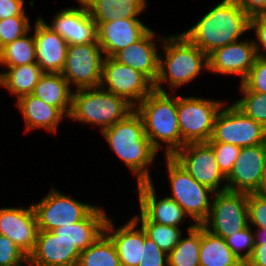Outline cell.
<instances>
[{"mask_svg": "<svg viewBox=\"0 0 266 266\" xmlns=\"http://www.w3.org/2000/svg\"><path fill=\"white\" fill-rule=\"evenodd\" d=\"M242 83L253 92L266 94V58L257 56Z\"/></svg>", "mask_w": 266, "mask_h": 266, "instance_id": "obj_38", "label": "cell"}, {"mask_svg": "<svg viewBox=\"0 0 266 266\" xmlns=\"http://www.w3.org/2000/svg\"><path fill=\"white\" fill-rule=\"evenodd\" d=\"M255 193L266 199V163L262 173V178L259 187Z\"/></svg>", "mask_w": 266, "mask_h": 266, "instance_id": "obj_46", "label": "cell"}, {"mask_svg": "<svg viewBox=\"0 0 266 266\" xmlns=\"http://www.w3.org/2000/svg\"><path fill=\"white\" fill-rule=\"evenodd\" d=\"M30 27L27 16H14L0 20V49L29 34Z\"/></svg>", "mask_w": 266, "mask_h": 266, "instance_id": "obj_35", "label": "cell"}, {"mask_svg": "<svg viewBox=\"0 0 266 266\" xmlns=\"http://www.w3.org/2000/svg\"><path fill=\"white\" fill-rule=\"evenodd\" d=\"M27 257L13 241L0 234V266H15Z\"/></svg>", "mask_w": 266, "mask_h": 266, "instance_id": "obj_40", "label": "cell"}, {"mask_svg": "<svg viewBox=\"0 0 266 266\" xmlns=\"http://www.w3.org/2000/svg\"><path fill=\"white\" fill-rule=\"evenodd\" d=\"M200 266H245L228 247L223 237L201 225Z\"/></svg>", "mask_w": 266, "mask_h": 266, "instance_id": "obj_28", "label": "cell"}, {"mask_svg": "<svg viewBox=\"0 0 266 266\" xmlns=\"http://www.w3.org/2000/svg\"><path fill=\"white\" fill-rule=\"evenodd\" d=\"M149 28L139 19H117L102 23L98 27V43L106 57L138 41Z\"/></svg>", "mask_w": 266, "mask_h": 266, "instance_id": "obj_20", "label": "cell"}, {"mask_svg": "<svg viewBox=\"0 0 266 266\" xmlns=\"http://www.w3.org/2000/svg\"><path fill=\"white\" fill-rule=\"evenodd\" d=\"M36 63V44L34 36L27 34L0 49V65L17 67Z\"/></svg>", "mask_w": 266, "mask_h": 266, "instance_id": "obj_32", "label": "cell"}, {"mask_svg": "<svg viewBox=\"0 0 266 266\" xmlns=\"http://www.w3.org/2000/svg\"><path fill=\"white\" fill-rule=\"evenodd\" d=\"M81 251L53 231H39L33 252L28 256L34 266H77Z\"/></svg>", "mask_w": 266, "mask_h": 266, "instance_id": "obj_18", "label": "cell"}, {"mask_svg": "<svg viewBox=\"0 0 266 266\" xmlns=\"http://www.w3.org/2000/svg\"><path fill=\"white\" fill-rule=\"evenodd\" d=\"M249 222L258 229H266V199L256 193H248Z\"/></svg>", "mask_w": 266, "mask_h": 266, "instance_id": "obj_39", "label": "cell"}, {"mask_svg": "<svg viewBox=\"0 0 266 266\" xmlns=\"http://www.w3.org/2000/svg\"><path fill=\"white\" fill-rule=\"evenodd\" d=\"M140 211L154 223L178 227L187 214L168 196L157 200L152 182L138 183Z\"/></svg>", "mask_w": 266, "mask_h": 266, "instance_id": "obj_22", "label": "cell"}, {"mask_svg": "<svg viewBox=\"0 0 266 266\" xmlns=\"http://www.w3.org/2000/svg\"><path fill=\"white\" fill-rule=\"evenodd\" d=\"M161 39L165 58L159 55L154 90L165 92L161 87L164 82H168L170 89L178 88L197 77L202 69L208 70V56L193 45L183 33Z\"/></svg>", "mask_w": 266, "mask_h": 266, "instance_id": "obj_4", "label": "cell"}, {"mask_svg": "<svg viewBox=\"0 0 266 266\" xmlns=\"http://www.w3.org/2000/svg\"><path fill=\"white\" fill-rule=\"evenodd\" d=\"M208 142L230 143L240 148L255 146L266 143V128L232 103L217 113Z\"/></svg>", "mask_w": 266, "mask_h": 266, "instance_id": "obj_9", "label": "cell"}, {"mask_svg": "<svg viewBox=\"0 0 266 266\" xmlns=\"http://www.w3.org/2000/svg\"><path fill=\"white\" fill-rule=\"evenodd\" d=\"M77 266H121L116 247L104 233L86 250L81 251Z\"/></svg>", "mask_w": 266, "mask_h": 266, "instance_id": "obj_31", "label": "cell"}, {"mask_svg": "<svg viewBox=\"0 0 266 266\" xmlns=\"http://www.w3.org/2000/svg\"><path fill=\"white\" fill-rule=\"evenodd\" d=\"M98 42L68 45L62 76L75 89L99 87L104 57Z\"/></svg>", "mask_w": 266, "mask_h": 266, "instance_id": "obj_10", "label": "cell"}, {"mask_svg": "<svg viewBox=\"0 0 266 266\" xmlns=\"http://www.w3.org/2000/svg\"><path fill=\"white\" fill-rule=\"evenodd\" d=\"M133 218L136 222H141V227L147 237L152 239L167 254L178 245L182 237V232L178 227L151 222L141 211L140 215H136Z\"/></svg>", "mask_w": 266, "mask_h": 266, "instance_id": "obj_33", "label": "cell"}, {"mask_svg": "<svg viewBox=\"0 0 266 266\" xmlns=\"http://www.w3.org/2000/svg\"><path fill=\"white\" fill-rule=\"evenodd\" d=\"M34 39L37 65L44 73H61L66 60L67 42L41 17L36 20Z\"/></svg>", "mask_w": 266, "mask_h": 266, "instance_id": "obj_19", "label": "cell"}, {"mask_svg": "<svg viewBox=\"0 0 266 266\" xmlns=\"http://www.w3.org/2000/svg\"><path fill=\"white\" fill-rule=\"evenodd\" d=\"M265 163L266 143L241 148L230 174L226 177L227 190L255 193L259 187Z\"/></svg>", "mask_w": 266, "mask_h": 266, "instance_id": "obj_14", "label": "cell"}, {"mask_svg": "<svg viewBox=\"0 0 266 266\" xmlns=\"http://www.w3.org/2000/svg\"><path fill=\"white\" fill-rule=\"evenodd\" d=\"M225 240L228 247L240 261L245 263L251 257L255 245V238L253 231L250 229V224L243 230L227 237ZM243 249H247V251L242 254Z\"/></svg>", "mask_w": 266, "mask_h": 266, "instance_id": "obj_36", "label": "cell"}, {"mask_svg": "<svg viewBox=\"0 0 266 266\" xmlns=\"http://www.w3.org/2000/svg\"><path fill=\"white\" fill-rule=\"evenodd\" d=\"M22 263H26V264H28L27 266H34V265L31 263L29 257H27L23 262H21V263L15 265V266H22Z\"/></svg>", "mask_w": 266, "mask_h": 266, "instance_id": "obj_48", "label": "cell"}, {"mask_svg": "<svg viewBox=\"0 0 266 266\" xmlns=\"http://www.w3.org/2000/svg\"><path fill=\"white\" fill-rule=\"evenodd\" d=\"M92 19L99 27L102 23L125 19H139L137 16L146 8V0H83Z\"/></svg>", "mask_w": 266, "mask_h": 266, "instance_id": "obj_27", "label": "cell"}, {"mask_svg": "<svg viewBox=\"0 0 266 266\" xmlns=\"http://www.w3.org/2000/svg\"><path fill=\"white\" fill-rule=\"evenodd\" d=\"M258 230L257 233H254L255 245H266V229Z\"/></svg>", "mask_w": 266, "mask_h": 266, "instance_id": "obj_47", "label": "cell"}, {"mask_svg": "<svg viewBox=\"0 0 266 266\" xmlns=\"http://www.w3.org/2000/svg\"><path fill=\"white\" fill-rule=\"evenodd\" d=\"M188 234L168 254V266H200L201 225H190Z\"/></svg>", "mask_w": 266, "mask_h": 266, "instance_id": "obj_30", "label": "cell"}, {"mask_svg": "<svg viewBox=\"0 0 266 266\" xmlns=\"http://www.w3.org/2000/svg\"><path fill=\"white\" fill-rule=\"evenodd\" d=\"M223 104L213 99L178 96L177 117L182 147L188 143H206L210 140L216 115Z\"/></svg>", "mask_w": 266, "mask_h": 266, "instance_id": "obj_6", "label": "cell"}, {"mask_svg": "<svg viewBox=\"0 0 266 266\" xmlns=\"http://www.w3.org/2000/svg\"><path fill=\"white\" fill-rule=\"evenodd\" d=\"M168 266V254L162 251L158 245L145 233L144 250L142 260L138 266Z\"/></svg>", "mask_w": 266, "mask_h": 266, "instance_id": "obj_41", "label": "cell"}, {"mask_svg": "<svg viewBox=\"0 0 266 266\" xmlns=\"http://www.w3.org/2000/svg\"><path fill=\"white\" fill-rule=\"evenodd\" d=\"M257 57L254 41L234 42L215 49L208 55V70L219 74L247 77Z\"/></svg>", "mask_w": 266, "mask_h": 266, "instance_id": "obj_17", "label": "cell"}, {"mask_svg": "<svg viewBox=\"0 0 266 266\" xmlns=\"http://www.w3.org/2000/svg\"><path fill=\"white\" fill-rule=\"evenodd\" d=\"M17 105L20 109L26 125V130L43 128L55 132L60 121L65 115L52 105L46 104L40 98L32 94L22 96L17 99Z\"/></svg>", "mask_w": 266, "mask_h": 266, "instance_id": "obj_25", "label": "cell"}, {"mask_svg": "<svg viewBox=\"0 0 266 266\" xmlns=\"http://www.w3.org/2000/svg\"><path fill=\"white\" fill-rule=\"evenodd\" d=\"M38 232L37 219L32 206L0 209V234L13 241L27 256L34 250Z\"/></svg>", "mask_w": 266, "mask_h": 266, "instance_id": "obj_16", "label": "cell"}, {"mask_svg": "<svg viewBox=\"0 0 266 266\" xmlns=\"http://www.w3.org/2000/svg\"><path fill=\"white\" fill-rule=\"evenodd\" d=\"M250 30V16L236 0H223L183 35L207 56Z\"/></svg>", "mask_w": 266, "mask_h": 266, "instance_id": "obj_1", "label": "cell"}, {"mask_svg": "<svg viewBox=\"0 0 266 266\" xmlns=\"http://www.w3.org/2000/svg\"><path fill=\"white\" fill-rule=\"evenodd\" d=\"M213 198L208 218L201 224L206 230L226 239L249 225L248 193L226 190Z\"/></svg>", "mask_w": 266, "mask_h": 266, "instance_id": "obj_8", "label": "cell"}, {"mask_svg": "<svg viewBox=\"0 0 266 266\" xmlns=\"http://www.w3.org/2000/svg\"><path fill=\"white\" fill-rule=\"evenodd\" d=\"M241 8L250 16L266 14V0H236Z\"/></svg>", "mask_w": 266, "mask_h": 266, "instance_id": "obj_44", "label": "cell"}, {"mask_svg": "<svg viewBox=\"0 0 266 266\" xmlns=\"http://www.w3.org/2000/svg\"><path fill=\"white\" fill-rule=\"evenodd\" d=\"M178 96L153 90L136 108L144 123L145 134L159 151L160 141L166 143V156H173L182 148V137L177 117Z\"/></svg>", "mask_w": 266, "mask_h": 266, "instance_id": "obj_3", "label": "cell"}, {"mask_svg": "<svg viewBox=\"0 0 266 266\" xmlns=\"http://www.w3.org/2000/svg\"><path fill=\"white\" fill-rule=\"evenodd\" d=\"M245 266H266V245H254L251 257Z\"/></svg>", "mask_w": 266, "mask_h": 266, "instance_id": "obj_45", "label": "cell"}, {"mask_svg": "<svg viewBox=\"0 0 266 266\" xmlns=\"http://www.w3.org/2000/svg\"><path fill=\"white\" fill-rule=\"evenodd\" d=\"M252 29L255 30L257 36V41L255 42L254 40L257 56L266 58V14L250 17V30ZM261 45L264 48L265 53L261 52Z\"/></svg>", "mask_w": 266, "mask_h": 266, "instance_id": "obj_42", "label": "cell"}, {"mask_svg": "<svg viewBox=\"0 0 266 266\" xmlns=\"http://www.w3.org/2000/svg\"><path fill=\"white\" fill-rule=\"evenodd\" d=\"M213 150L220 171L227 177L232 168L235 160L240 154L241 148L230 143L222 142H206Z\"/></svg>", "mask_w": 266, "mask_h": 266, "instance_id": "obj_37", "label": "cell"}, {"mask_svg": "<svg viewBox=\"0 0 266 266\" xmlns=\"http://www.w3.org/2000/svg\"><path fill=\"white\" fill-rule=\"evenodd\" d=\"M138 222L131 218L124 226L114 229L111 219L107 218L104 233L114 243L121 266H138L144 250L145 231L136 229Z\"/></svg>", "mask_w": 266, "mask_h": 266, "instance_id": "obj_21", "label": "cell"}, {"mask_svg": "<svg viewBox=\"0 0 266 266\" xmlns=\"http://www.w3.org/2000/svg\"><path fill=\"white\" fill-rule=\"evenodd\" d=\"M23 0H0V20L14 16H27Z\"/></svg>", "mask_w": 266, "mask_h": 266, "instance_id": "obj_43", "label": "cell"}, {"mask_svg": "<svg viewBox=\"0 0 266 266\" xmlns=\"http://www.w3.org/2000/svg\"><path fill=\"white\" fill-rule=\"evenodd\" d=\"M165 158L172 188L169 198L182 207L195 225H201L208 218L212 205L208 194L214 195L215 192L198 183L172 156Z\"/></svg>", "mask_w": 266, "mask_h": 266, "instance_id": "obj_7", "label": "cell"}, {"mask_svg": "<svg viewBox=\"0 0 266 266\" xmlns=\"http://www.w3.org/2000/svg\"><path fill=\"white\" fill-rule=\"evenodd\" d=\"M107 218L103 209L96 207L85 219L72 225L59 227L53 232L60 239L70 241L83 251L104 234Z\"/></svg>", "mask_w": 266, "mask_h": 266, "instance_id": "obj_24", "label": "cell"}, {"mask_svg": "<svg viewBox=\"0 0 266 266\" xmlns=\"http://www.w3.org/2000/svg\"><path fill=\"white\" fill-rule=\"evenodd\" d=\"M155 33L149 29L138 41L118 51L113 58L146 75L153 83L158 76L159 54L155 45Z\"/></svg>", "mask_w": 266, "mask_h": 266, "instance_id": "obj_23", "label": "cell"}, {"mask_svg": "<svg viewBox=\"0 0 266 266\" xmlns=\"http://www.w3.org/2000/svg\"><path fill=\"white\" fill-rule=\"evenodd\" d=\"M198 183L215 193L227 190L226 184L220 188L221 181L227 180L220 171L212 148L207 143L185 144L172 156Z\"/></svg>", "mask_w": 266, "mask_h": 266, "instance_id": "obj_13", "label": "cell"}, {"mask_svg": "<svg viewBox=\"0 0 266 266\" xmlns=\"http://www.w3.org/2000/svg\"><path fill=\"white\" fill-rule=\"evenodd\" d=\"M32 95L46 104L57 107L66 117H69L73 92L61 73H44L34 87Z\"/></svg>", "mask_w": 266, "mask_h": 266, "instance_id": "obj_26", "label": "cell"}, {"mask_svg": "<svg viewBox=\"0 0 266 266\" xmlns=\"http://www.w3.org/2000/svg\"><path fill=\"white\" fill-rule=\"evenodd\" d=\"M240 91L244 96L233 104L246 116L266 128V94L250 91L242 82Z\"/></svg>", "mask_w": 266, "mask_h": 266, "instance_id": "obj_34", "label": "cell"}, {"mask_svg": "<svg viewBox=\"0 0 266 266\" xmlns=\"http://www.w3.org/2000/svg\"><path fill=\"white\" fill-rule=\"evenodd\" d=\"M8 70L0 72V86L7 88L16 98L32 94L34 87L44 74L37 63L17 67H6Z\"/></svg>", "mask_w": 266, "mask_h": 266, "instance_id": "obj_29", "label": "cell"}, {"mask_svg": "<svg viewBox=\"0 0 266 266\" xmlns=\"http://www.w3.org/2000/svg\"><path fill=\"white\" fill-rule=\"evenodd\" d=\"M101 87L122 97L136 108L153 90L154 83L140 71L105 57L103 62Z\"/></svg>", "mask_w": 266, "mask_h": 266, "instance_id": "obj_12", "label": "cell"}, {"mask_svg": "<svg viewBox=\"0 0 266 266\" xmlns=\"http://www.w3.org/2000/svg\"><path fill=\"white\" fill-rule=\"evenodd\" d=\"M69 118L101 126V131L125 119L135 108L105 87L75 89Z\"/></svg>", "mask_w": 266, "mask_h": 266, "instance_id": "obj_5", "label": "cell"}, {"mask_svg": "<svg viewBox=\"0 0 266 266\" xmlns=\"http://www.w3.org/2000/svg\"><path fill=\"white\" fill-rule=\"evenodd\" d=\"M101 132L114 153L137 176L138 183L152 182L147 166L153 162L158 151L146 136L143 120L135 110Z\"/></svg>", "mask_w": 266, "mask_h": 266, "instance_id": "obj_2", "label": "cell"}, {"mask_svg": "<svg viewBox=\"0 0 266 266\" xmlns=\"http://www.w3.org/2000/svg\"><path fill=\"white\" fill-rule=\"evenodd\" d=\"M39 231H53L85 219L96 207L82 203L54 188L45 198L32 205Z\"/></svg>", "mask_w": 266, "mask_h": 266, "instance_id": "obj_11", "label": "cell"}, {"mask_svg": "<svg viewBox=\"0 0 266 266\" xmlns=\"http://www.w3.org/2000/svg\"><path fill=\"white\" fill-rule=\"evenodd\" d=\"M80 7L66 8L58 12L51 25L68 45L98 42V26L92 19L83 0H78Z\"/></svg>", "mask_w": 266, "mask_h": 266, "instance_id": "obj_15", "label": "cell"}]
</instances>
